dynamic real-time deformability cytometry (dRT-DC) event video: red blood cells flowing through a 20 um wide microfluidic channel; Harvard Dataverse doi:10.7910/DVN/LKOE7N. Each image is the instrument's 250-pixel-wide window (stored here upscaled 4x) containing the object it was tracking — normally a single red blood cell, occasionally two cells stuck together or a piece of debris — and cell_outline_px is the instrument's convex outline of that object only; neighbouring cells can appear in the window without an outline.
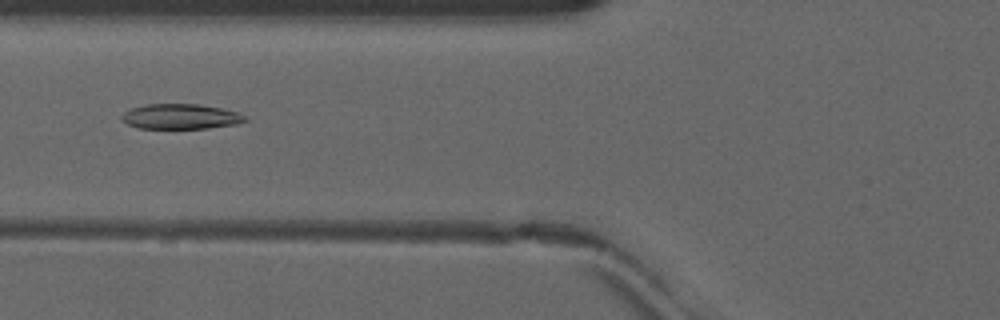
{"species": "common noctule bat (a hibernating species)", "species_latin": "Nyctalus noctula", "temperature_condition": "warm", "stored_images_in_passage": 22, "camera_frame_rate_fps": 3000, "um_per_image_px": 0.085, "animal": {"sex": "male", "forearm_length_mm": 52.5}, "frame": {"image": 1, "passage_image": 5, "time_ms": 1.333, "image_size_px": [1000, 320], "cell_outline_px": [[248, 120], [236, 124], [208, 128], [140, 128], [128, 124], [120, 120], [120, 116], [124, 112], [132, 108], [148, 104], [200, 104], [220, 108], [236, 112], [248, 116]], "centroid_in_image_um": [15.36, 9.9], "position_along_channel_um": 110.4, "area_um2": 18.03}}